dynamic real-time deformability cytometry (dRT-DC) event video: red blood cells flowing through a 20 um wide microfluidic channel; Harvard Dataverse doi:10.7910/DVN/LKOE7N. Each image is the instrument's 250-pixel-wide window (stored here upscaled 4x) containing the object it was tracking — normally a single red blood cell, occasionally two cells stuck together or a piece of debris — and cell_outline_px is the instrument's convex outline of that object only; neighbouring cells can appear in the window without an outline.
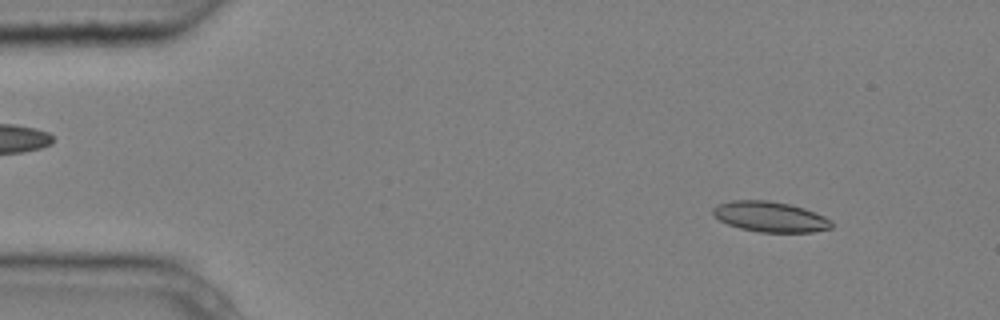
{"species": "common noctule bat (a hibernating species)", "species_latin": "Nyctalus noctula", "temperature_condition": "cold", "stored_images_in_passage": 4, "camera_frame_rate_fps": 3000, "um_per_image_px": 0.085, "animal": {"sex": "male", "body_mass_g": 20.4}, "frame": {"image": 1, "passage_image": 1, "time_ms": 0.0, "image_size_px": [1000, 320], "cell_outline_px": [[832, 228], [812, 232], [760, 232], [740, 228], [728, 224], [720, 220], [712, 212], [712, 208], [716, 204], [732, 200], [768, 200], [788, 204], [804, 208], [824, 216], [832, 220]], "centroid_in_image_um": [65.46, 18.42], "position_along_channel_um": 19.5, "area_um2": 20.98}}